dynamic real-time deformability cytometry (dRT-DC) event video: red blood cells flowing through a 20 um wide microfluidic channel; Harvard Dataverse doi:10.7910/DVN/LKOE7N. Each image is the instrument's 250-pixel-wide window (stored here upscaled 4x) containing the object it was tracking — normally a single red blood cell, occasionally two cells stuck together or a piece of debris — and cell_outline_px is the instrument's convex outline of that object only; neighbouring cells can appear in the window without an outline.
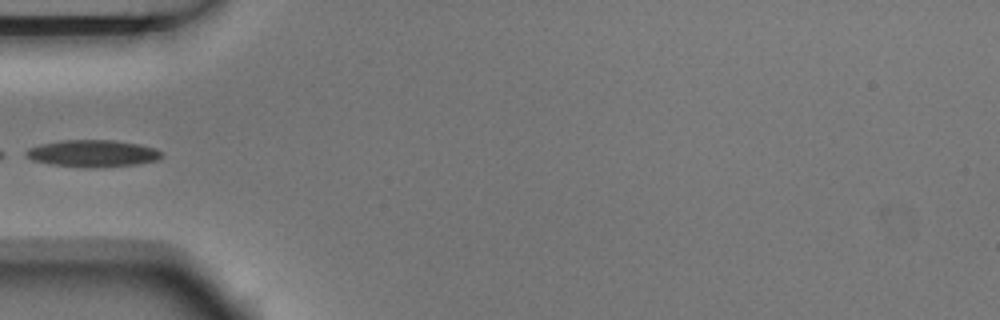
{"species": "Egyptian fruit bat (a non-hibernating species)", "species_latin": "Rousettus aegyptiacus", "temperature_condition": "room temperature", "stored_images_in_passage": 4, "camera_frame_rate_fps": 3000, "um_per_image_px": 0.085, "animal": {"sex": "male"}, "frame": {"image": 1, "passage_image": 4, "time_ms": 1.0, "image_size_px": [1000, 320], "cell_outline_px": [[164, 156], [160, 160], [136, 164], [104, 168], [84, 168], [52, 164], [32, 160], [20, 152], [28, 148], [40, 144], [64, 140], [112, 140], [140, 144], [156, 148], [164, 152]], "centroid_in_image_um": [7.91, 13.05], "position_along_channel_um": 77.1, "area_um2": 21.85}}